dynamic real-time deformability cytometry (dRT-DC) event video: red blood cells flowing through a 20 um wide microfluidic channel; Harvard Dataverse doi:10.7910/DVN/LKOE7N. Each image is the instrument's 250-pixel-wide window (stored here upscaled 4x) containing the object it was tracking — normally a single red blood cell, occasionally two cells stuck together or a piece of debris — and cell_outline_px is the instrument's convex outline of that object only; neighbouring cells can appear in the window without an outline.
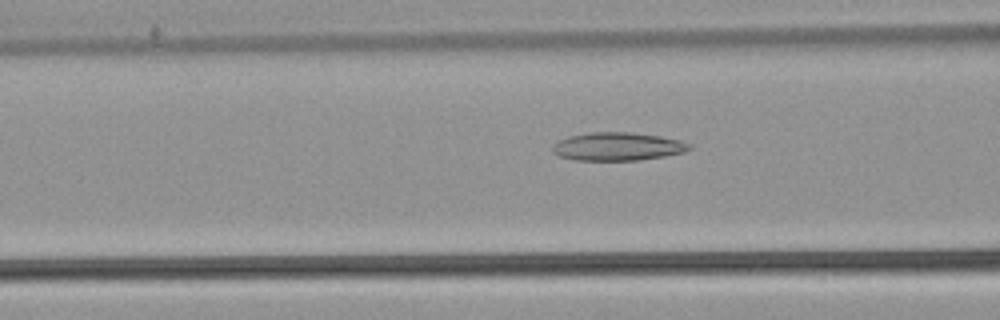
{"species": "common noctule bat (a hibernating species)", "species_latin": "Nyctalus noctula", "temperature_condition": "warm", "stored_images_in_passage": 36, "camera_frame_rate_fps": 3000, "um_per_image_px": 0.085, "animal": {"sex": "male", "body_mass_g": 21.5, "forearm_length_mm": 52.0}, "frame": {"image": 1, "passage_image": 11, "time_ms": 3.333, "image_size_px": [1000, 320], "cell_outline_px": [[692, 148], [684, 152], [664, 156], [640, 160], [572, 160], [560, 156], [552, 152], [552, 144], [556, 140], [568, 136], [592, 132], [632, 132], [660, 136], [680, 140], [692, 144]], "centroid_in_image_um": [52.47, 12.45], "position_along_channel_um": 114.1, "area_um2": 22.72}}
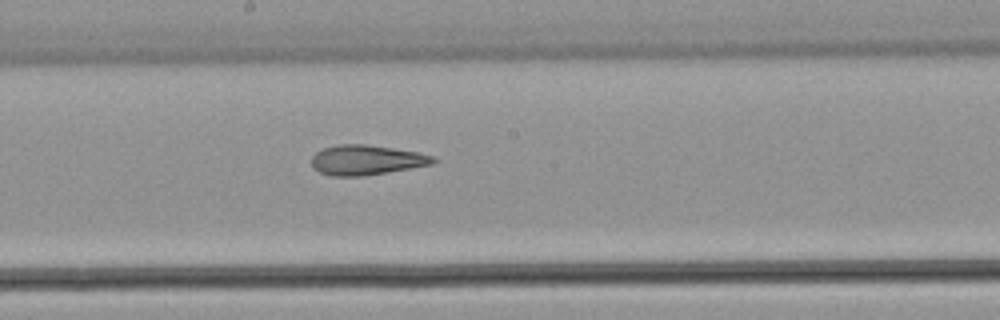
{"frame": {"image": 2, "passage_image": 19, "time_ms": 6.0, "image_size_px": [1000, 320], "cell_outline_px": [[436, 160], [432, 164], [364, 176], [332, 176], [320, 172], [312, 168], [312, 156], [316, 152], [324, 148], [340, 144], [364, 144], [392, 148], [416, 152], [432, 156]], "centroid_in_image_um": [31.09, 13.6], "position_along_channel_um": 217.1, "area_um2": 20.92}}
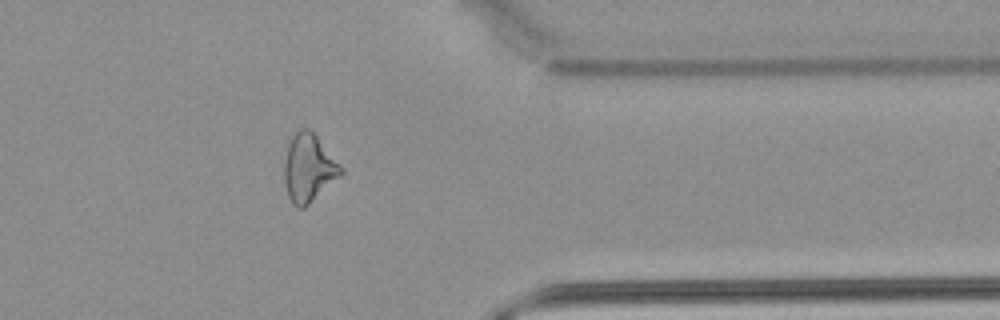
{"frame": {"image": 3, "passage_image": 33, "time_ms": 10.667, "image_size_px": [1000, 320], "cell_outline_px": [[344, 172], [340, 176], [304, 208], [296, 208], [292, 204], [288, 196], [284, 180], [284, 164], [288, 144], [292, 136], [300, 128], [308, 128], [316, 136], [344, 168]], "centroid_in_image_um": [26.23, 14.3], "position_along_channel_um": 385.2, "area_um2": 22.25}, "authors_computed_cell_mechanics": {"area_um2": 21.7906, "velocity_mm_per_s": 3.868, "shape_relaxation_time_tau1_ms": null, "shape_relaxation_time_tau2_ms": 4.3265, "deformation_change_tau1": null, "deformation_change_tau2": 0.1592}}